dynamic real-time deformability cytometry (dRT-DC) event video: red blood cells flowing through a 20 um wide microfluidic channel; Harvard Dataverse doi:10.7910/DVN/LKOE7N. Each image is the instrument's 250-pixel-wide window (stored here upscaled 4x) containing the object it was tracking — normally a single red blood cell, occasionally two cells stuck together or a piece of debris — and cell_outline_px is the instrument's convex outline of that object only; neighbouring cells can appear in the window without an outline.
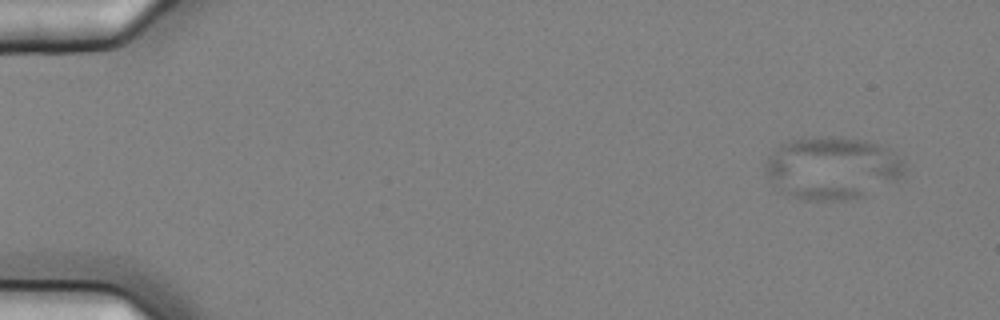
{"species": "common noctule bat (a hibernating species)", "species_latin": "Nyctalus noctula", "temperature_condition": "cold", "stored_images_in_passage": 5, "segment_of_instrument_passage": [1, 2], "camera_frame_rate_fps": 3000, "um_per_image_px": 0.085, "animal": {"sex": "female", "body_mass_g": 25.1}, "frame": {"image": 1, "passage_image": 1, "time_ms": 0.0, "image_size_px": [1000, 320], "cell_outline_px": [[908, 172], [904, 176], [864, 196], [844, 200], [804, 200], [792, 196], [768, 180], [764, 172], [764, 164], [768, 156], [780, 144], [792, 140], [816, 136], [840, 136], [872, 140], [888, 148], [900, 160]], "centroid_in_image_um": [70.74, 14.25], "position_along_channel_um": 14.3, "area_um2": 51.1}}